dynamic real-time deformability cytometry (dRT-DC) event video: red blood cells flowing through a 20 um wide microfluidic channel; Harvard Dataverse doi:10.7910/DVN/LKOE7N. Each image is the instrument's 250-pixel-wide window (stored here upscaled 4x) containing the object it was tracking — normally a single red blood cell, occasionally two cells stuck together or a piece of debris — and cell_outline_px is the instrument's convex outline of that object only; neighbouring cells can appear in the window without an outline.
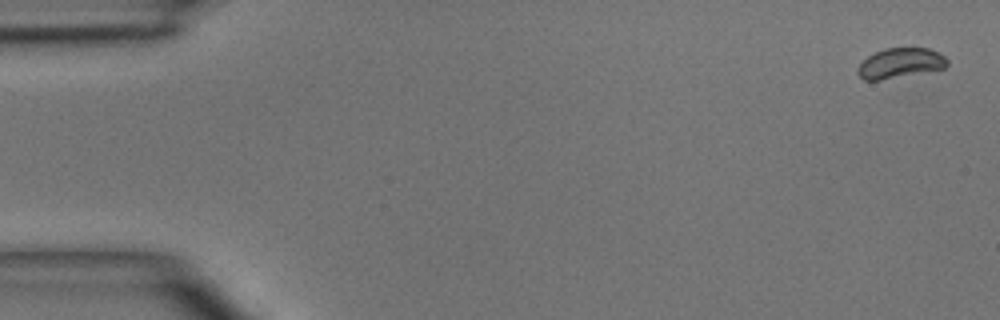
{"species": "common noctule bat (a hibernating species)", "species_latin": "Nyctalus noctula", "temperature_condition": "room temperature", "stored_images_in_passage": 5, "camera_frame_rate_fps": 3000, "um_per_image_px": 0.085, "animal": {"sex": "male", "body_mass_g": 15.6}, "frame": {"image": 1, "passage_image": 1, "time_ms": 0.0, "image_size_px": [1000, 320], "cell_outline_px": [[948, 64], [944, 68], [880, 80], [864, 80], [860, 76], [856, 68], [868, 56], [884, 48], [928, 48], [944, 56], [948, 60]], "centroid_in_image_um": [76.51, 5.36], "position_along_channel_um": 8.5, "area_um2": 15.37}}
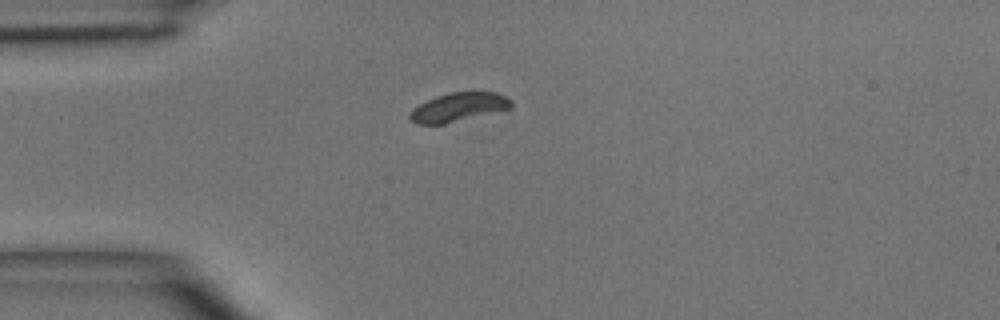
{"frame": {"image": 2, "passage_image": 4, "time_ms": 3.667, "image_size_px": [1000, 320], "cell_outline_px": [[512, 108], [444, 124], [420, 124], [408, 120], [408, 112], [412, 108], [436, 96], [452, 92], [496, 92], [512, 100]], "centroid_in_image_um": [38.94, 9.11], "position_along_channel_um": 46.1, "area_um2": 16.99}}